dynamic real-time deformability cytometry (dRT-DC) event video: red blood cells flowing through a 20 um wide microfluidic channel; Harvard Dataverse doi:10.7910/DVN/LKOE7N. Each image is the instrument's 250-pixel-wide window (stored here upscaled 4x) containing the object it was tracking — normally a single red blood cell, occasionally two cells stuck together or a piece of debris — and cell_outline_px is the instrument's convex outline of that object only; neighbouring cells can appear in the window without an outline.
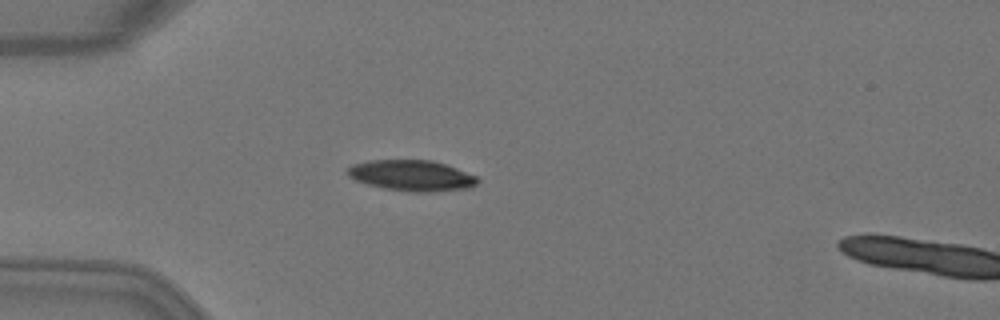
{"species": "Egyptian fruit bat (a non-hibernating species)", "species_latin": "Rousettus aegyptiacus", "temperature_condition": "warm", "stored_images_in_passage": 2, "camera_frame_rate_fps": 3000, "um_per_image_px": 0.085, "animal": {"sex": "female"}, "frame": {"image": 1, "passage_image": 1, "time_ms": 0.0, "image_size_px": [1000, 320], "cell_outline_px": [[480, 180], [472, 188], [432, 192], [412, 192], [384, 188], [368, 184], [356, 180], [348, 176], [344, 172], [352, 164], [368, 160], [432, 160], [456, 168], [476, 176]], "centroid_in_image_um": [34.99, 14.92], "position_along_channel_um": 50.0, "area_um2": 23.47}}